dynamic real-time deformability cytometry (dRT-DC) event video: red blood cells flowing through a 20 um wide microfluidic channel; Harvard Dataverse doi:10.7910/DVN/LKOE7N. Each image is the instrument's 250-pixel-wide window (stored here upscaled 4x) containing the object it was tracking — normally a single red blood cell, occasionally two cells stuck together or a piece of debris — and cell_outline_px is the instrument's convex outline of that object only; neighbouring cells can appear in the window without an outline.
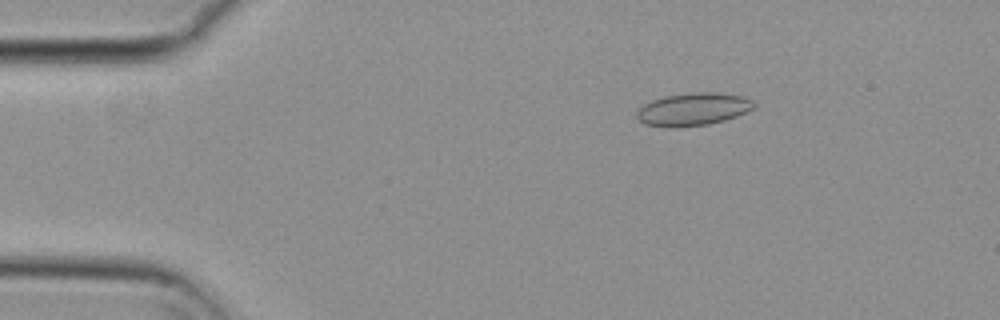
{"species": "common noctule bat (a hibernating species)", "species_latin": "Nyctalus noctula", "temperature_condition": "cold", "stored_images_in_passage": 49, "camera_frame_rate_fps": 3000, "um_per_image_px": 0.085, "animal": {"sex": "female", "body_mass_g": 29.2, "forearm_length_mm": 56.3}, "frame": {"image": 1, "passage_image": 2, "time_ms": 0.333, "image_size_px": [1000, 320], "cell_outline_px": [[756, 104], [752, 108], [736, 116], [724, 120], [708, 124], [672, 128], [668, 128], [644, 124], [636, 116], [636, 112], [644, 104], [652, 100], [664, 96], [688, 92], [716, 92], [744, 96], [752, 100]], "centroid_in_image_um": [58.89, 9.28], "position_along_channel_um": 26.1, "area_um2": 22.43}}
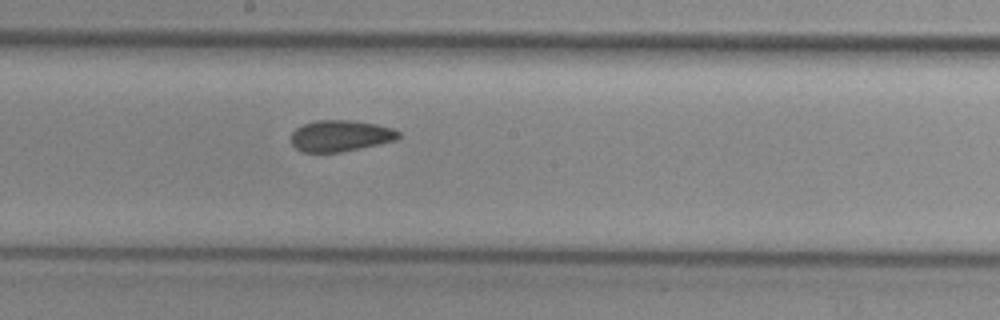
{"frame": {"image": 2, "passage_image": 23, "time_ms": 7.333, "image_size_px": [1000, 320], "cell_outline_px": [[400, 136], [396, 140], [340, 152], [304, 152], [296, 148], [292, 144], [292, 132], [296, 128], [304, 124], [316, 120], [352, 120], [376, 124], [392, 128], [400, 132]], "centroid_in_image_um": [28.94, 11.53], "position_along_channel_um": 219.3, "area_um2": 19.42}}
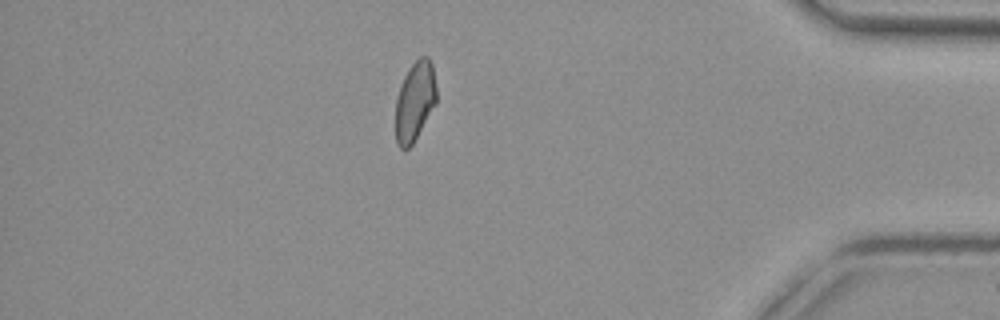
{"frame": {"image": 3, "passage_image": 41, "time_ms": 13.333, "image_size_px": [1000, 320], "cell_outline_px": [[436, 104], [412, 144], [408, 148], [400, 148], [396, 144], [396, 100], [400, 84], [408, 68], [420, 56], [428, 56], [432, 64], [436, 88]], "centroid_in_image_um": [35.26, 8.59], "position_along_channel_um": 399.9, "area_um2": 18.9}, "authors_computed_cell_mechanics": {"area_um2": 19.941, "velocity_mm_per_s": 3.6977, "shape_relaxation_time_tau1_ms": null, "shape_relaxation_time_tau2_ms": 2.3351, "deformation_change_tau1": null, "deformation_change_tau2": 0.0716}}